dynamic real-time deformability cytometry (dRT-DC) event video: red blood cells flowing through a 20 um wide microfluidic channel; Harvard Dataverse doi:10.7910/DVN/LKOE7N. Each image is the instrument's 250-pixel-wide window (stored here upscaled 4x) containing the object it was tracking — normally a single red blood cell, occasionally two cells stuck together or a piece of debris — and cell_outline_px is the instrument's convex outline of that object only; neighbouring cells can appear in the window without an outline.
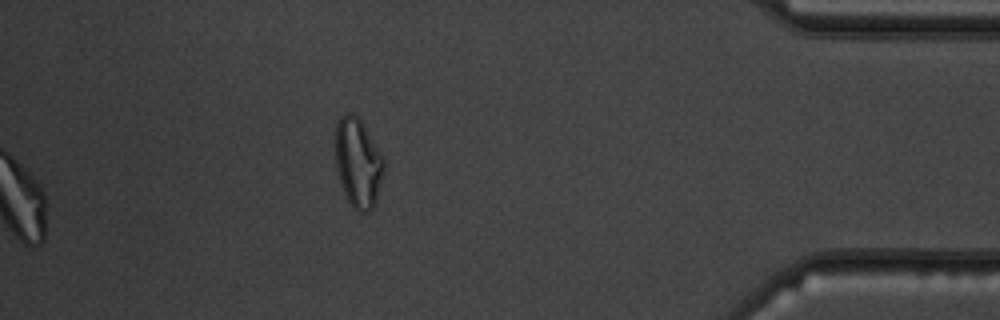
{"species": "common noctule bat (a hibernating species)", "species_latin": "Nyctalus noctula", "temperature_condition": "warm", "stored_images_in_passage": 36, "segment_of_instrument_passage": [2, 2], "camera_frame_rate_fps": 3000, "um_per_image_px": 0.085, "animal": {"sex": "male", "body_mass_g": 19.5, "forearm_length_mm": 54.6}, "frame": {"image": 1, "passage_image": 36, "time_ms": 11.667, "image_size_px": [1000, 320], "cell_outline_px": [[384, 172], [376, 200], [372, 208], [368, 212], [360, 212], [348, 200], [344, 192], [336, 172], [336, 124], [340, 116], [344, 112], [348, 112], [356, 116], [360, 120], [384, 156]], "centroid_in_image_um": [30.44, 13.82], "position_along_channel_um": 404.8, "area_um2": 25.09}}